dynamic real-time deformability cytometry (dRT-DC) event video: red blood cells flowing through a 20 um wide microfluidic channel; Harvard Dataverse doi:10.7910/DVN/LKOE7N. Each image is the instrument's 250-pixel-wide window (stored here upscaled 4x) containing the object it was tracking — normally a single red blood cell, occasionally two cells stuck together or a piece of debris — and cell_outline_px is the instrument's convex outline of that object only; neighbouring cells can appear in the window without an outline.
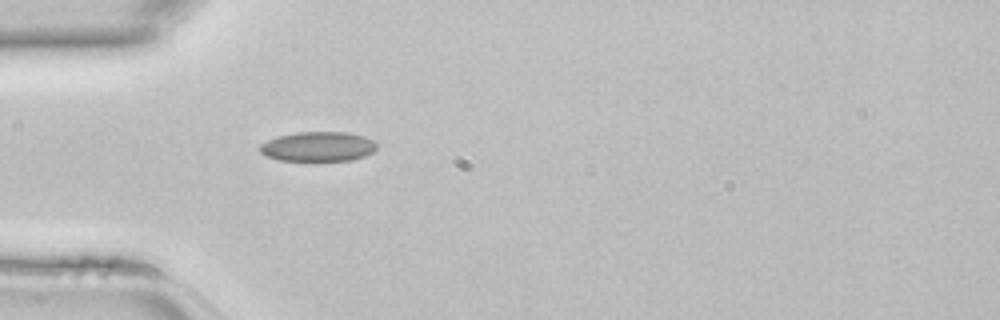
{"species": "common noctule bat (a hibernating species)", "species_latin": "Nyctalus noctula", "temperature_condition": "room temperature", "stored_images_in_passage": 32, "camera_frame_rate_fps": 3000, "um_per_image_px": 0.085, "animal": {"sex": "female", "body_mass_g": 22.7, "forearm_length_mm": 54.2}, "frame": {"image": 1, "passage_image": 1, "time_ms": 0.0, "image_size_px": [1000, 320], "cell_outline_px": [[376, 148], [372, 152], [364, 156], [352, 160], [280, 160], [264, 156], [260, 152], [260, 144], [268, 140], [280, 136], [300, 132], [348, 132], [364, 136], [372, 140], [376, 144]], "centroid_in_image_um": [27.03, 12.45], "position_along_channel_um": 58.0, "area_um2": 20.0}}
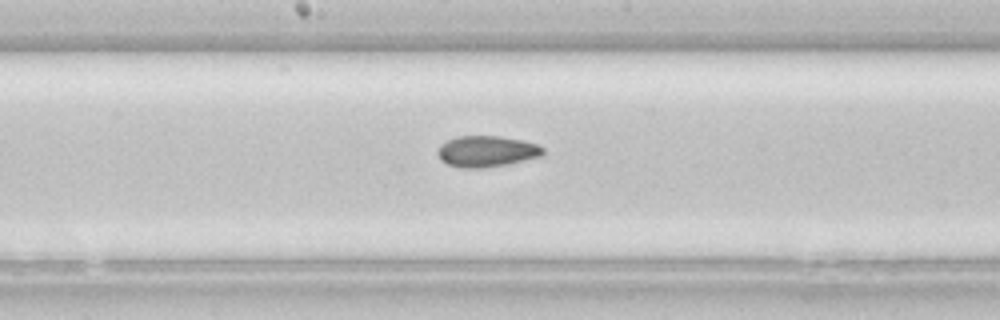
{"frame": {"image": 2, "passage_image": 11, "time_ms": 3.333, "image_size_px": [1000, 320], "cell_outline_px": [[544, 156], [508, 164], [484, 168], [460, 168], [448, 164], [440, 160], [436, 152], [440, 144], [456, 136], [500, 136], [520, 140], [536, 144], [544, 148]], "centroid_in_image_um": [41.35, 12.87], "position_along_channel_um": 206.8, "area_um2": 19.31}}
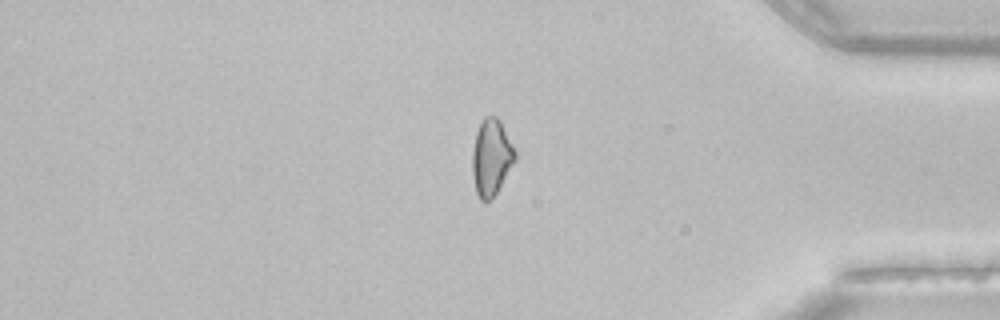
{"frame": {"image": 3, "passage_image": 25, "time_ms": 8.0, "image_size_px": [1000, 320], "cell_outline_px": [[516, 160], [496, 192], [488, 200], [480, 200], [476, 192], [472, 172], [472, 152], [476, 132], [484, 116], [496, 116], [500, 120], [516, 152]], "centroid_in_image_um": [41.76, 13.35], "position_along_channel_um": 393.4, "area_um2": 18.79}}